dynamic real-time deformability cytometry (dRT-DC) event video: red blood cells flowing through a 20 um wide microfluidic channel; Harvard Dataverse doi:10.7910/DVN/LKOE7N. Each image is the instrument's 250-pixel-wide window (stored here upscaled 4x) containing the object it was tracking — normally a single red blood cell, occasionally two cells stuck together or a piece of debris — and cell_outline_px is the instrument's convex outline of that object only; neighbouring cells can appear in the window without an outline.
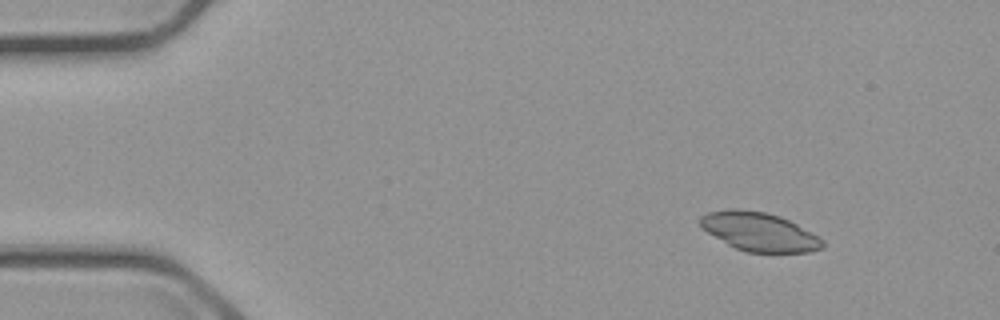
{"species": "common noctule bat (a hibernating species)", "species_latin": "Nyctalus noctula", "temperature_condition": "cold", "stored_images_in_passage": 3, "camera_frame_rate_fps": 3000, "um_per_image_px": 0.085, "animal": {"sex": "male", "body_mass_g": 23.1, "forearm_length_mm": 52.7}, "frame": {"image": 1, "passage_image": 1, "time_ms": 0.0, "image_size_px": [1000, 320], "cell_outline_px": [[824, 244], [820, 248], [808, 252], [744, 252], [728, 244], [708, 232], [700, 224], [700, 216], [708, 212], [728, 208], [736, 208], [764, 212], [780, 216], [820, 236], [824, 240]], "centroid_in_image_um": [64.54, 19.69], "position_along_channel_um": 20.5, "area_um2": 27.4}}